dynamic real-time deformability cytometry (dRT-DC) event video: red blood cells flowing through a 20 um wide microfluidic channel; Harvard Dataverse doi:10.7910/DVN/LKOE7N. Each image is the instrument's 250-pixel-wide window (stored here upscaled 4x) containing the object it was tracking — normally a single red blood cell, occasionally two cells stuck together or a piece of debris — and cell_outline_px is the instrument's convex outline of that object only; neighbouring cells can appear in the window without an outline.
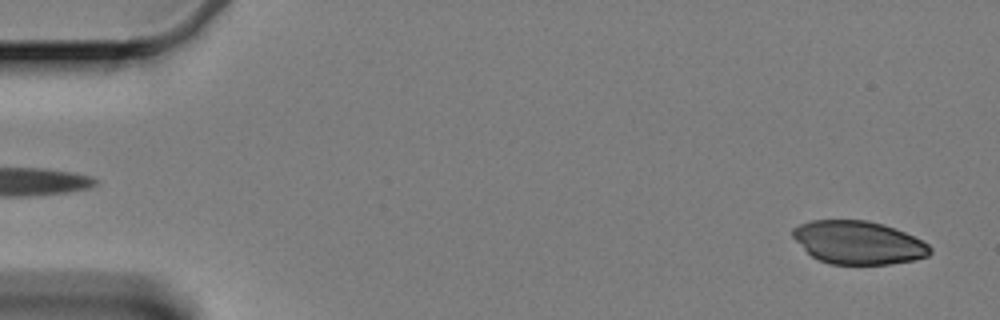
{"species": "Egyptian fruit bat (a non-hibernating species)", "species_latin": "Rousettus aegyptiacus", "temperature_condition": "cold", "stored_images_in_passage": 58, "camera_frame_rate_fps": 3000, "um_per_image_px": 0.085, "animal": {"sex": "female"}, "frame": {"image": 1, "passage_image": 2, "time_ms": 0.333, "image_size_px": [1000, 320], "cell_outline_px": [[932, 252], [928, 256], [912, 260], [888, 264], [828, 264], [812, 256], [792, 236], [792, 228], [800, 224], [812, 220], [868, 220], [884, 224], [904, 232], [928, 244], [932, 248]], "centroid_in_image_um": [72.96, 20.61], "position_along_channel_um": 12.0, "area_um2": 34.33}}
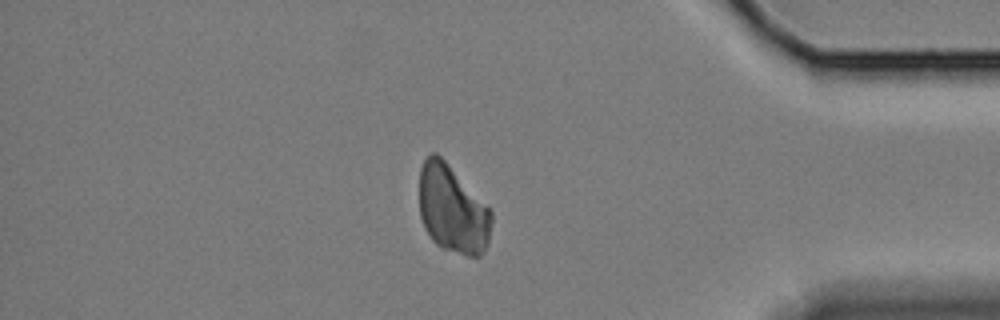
{"frame": {"image": 2, "passage_image": 50, "time_ms": 16.333, "image_size_px": [1000, 320], "cell_outline_px": [[492, 220], [488, 244], [484, 252], [480, 256], [468, 256], [444, 248], [436, 244], [432, 240], [424, 228], [420, 216], [420, 168], [424, 160], [432, 152], [436, 152], [448, 164], [492, 212]], "centroid_in_image_um": [38.45, 17.81], "position_along_channel_um": 396.7, "area_um2": 36.65}}
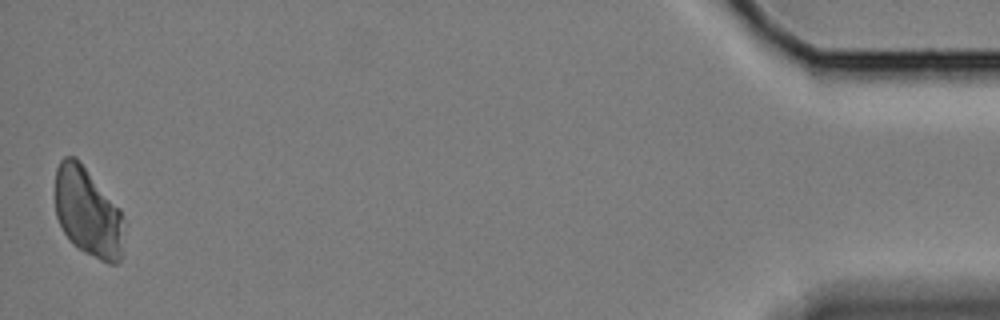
{"frame": {"image": 3, "passage_image": 58, "time_ms": 19.0, "image_size_px": [1000, 320], "cell_outline_px": [[124, 220], [120, 260], [116, 264], [108, 264], [84, 252], [72, 244], [64, 232], [56, 216], [56, 168], [60, 160], [64, 156], [76, 156], [80, 160], [120, 208], [124, 216]], "centroid_in_image_um": [7.47, 18.02], "position_along_channel_um": 427.7, "area_um2": 36.01}}